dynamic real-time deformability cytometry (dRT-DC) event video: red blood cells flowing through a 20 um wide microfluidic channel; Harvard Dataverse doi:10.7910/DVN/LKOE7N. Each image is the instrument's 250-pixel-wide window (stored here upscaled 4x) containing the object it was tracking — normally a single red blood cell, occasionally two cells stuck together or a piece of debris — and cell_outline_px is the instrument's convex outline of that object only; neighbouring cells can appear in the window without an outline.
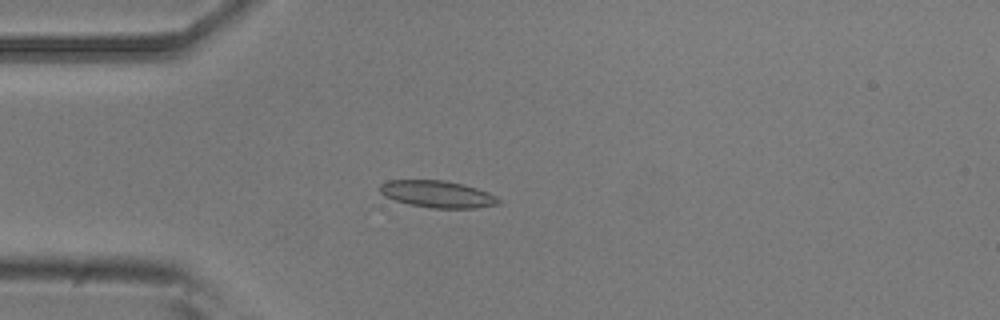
{"species": "common noctule bat (a hibernating species)", "species_latin": "Nyctalus noctula", "temperature_condition": "room temperature", "stored_images_in_passage": 5, "camera_frame_rate_fps": 3000, "um_per_image_px": 0.085, "animal": {"sex": "male", "body_mass_g": 20.5, "forearm_length_mm": 52.5}, "frame": {"image": 1, "passage_image": 4, "time_ms": 1.0, "image_size_px": [1000, 320], "cell_outline_px": [[500, 204], [476, 208], [432, 208], [408, 204], [384, 196], [380, 192], [380, 184], [388, 180], [444, 180], [464, 184], [488, 192], [496, 196], [500, 200]], "centroid_in_image_um": [37.19, 16.5], "position_along_channel_um": 47.8, "area_um2": 18.67}}